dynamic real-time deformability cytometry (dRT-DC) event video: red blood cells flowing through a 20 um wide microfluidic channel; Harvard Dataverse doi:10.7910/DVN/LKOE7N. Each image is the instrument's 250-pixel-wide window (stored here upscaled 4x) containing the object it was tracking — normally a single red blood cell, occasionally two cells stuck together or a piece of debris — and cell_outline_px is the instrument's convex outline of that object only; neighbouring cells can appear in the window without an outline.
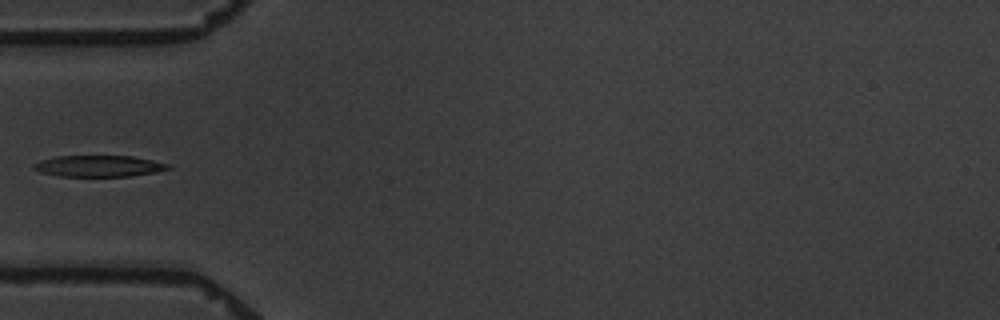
{"species": "common noctule bat (a hibernating species)", "species_latin": "Nyctalus noctula", "temperature_condition": "warm", "stored_images_in_passage": 5, "camera_frame_rate_fps": 3000, "um_per_image_px": 0.085, "animal": {"sex": "male", "body_mass_g": 19.5, "forearm_length_mm": 54.6}, "frame": {"image": 1, "passage_image": 5, "time_ms": 4.667, "image_size_px": [1000, 320], "cell_outline_px": [[172, 168], [156, 172], [128, 176], [60, 176], [40, 172], [32, 168], [32, 164], [40, 160], [56, 156], [132, 156], [152, 160], [168, 164]], "centroid_in_image_um": [8.37, 14.11], "position_along_channel_um": 76.6, "area_um2": 16.65}}